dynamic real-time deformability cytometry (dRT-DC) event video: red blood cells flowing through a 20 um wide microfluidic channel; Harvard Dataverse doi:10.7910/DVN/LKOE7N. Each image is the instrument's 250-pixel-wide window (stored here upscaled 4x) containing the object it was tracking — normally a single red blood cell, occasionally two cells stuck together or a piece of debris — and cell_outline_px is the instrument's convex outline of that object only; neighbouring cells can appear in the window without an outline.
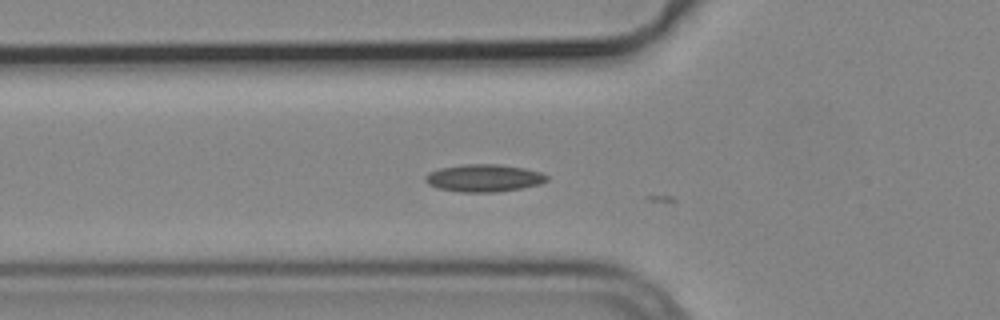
{"species": "common noctule bat (a hibernating species)", "species_latin": "Nyctalus noctula", "temperature_condition": "cold", "stored_images_in_passage": 20, "camera_frame_rate_fps": 3000, "um_per_image_px": 0.085, "animal": {"sex": "male", "body_mass_g": 19.2, "forearm_length_mm": 51.8}, "frame": {"image": 1, "passage_image": 19, "time_ms": 6.0, "image_size_px": [1000, 320], "cell_outline_px": [[548, 180], [540, 184], [520, 188], [496, 192], [460, 192], [436, 188], [428, 184], [424, 180], [424, 176], [428, 172], [440, 168], [464, 164], [496, 164], [524, 168], [540, 172], [548, 176]], "centroid_in_image_um": [41.09, 15.13], "position_along_channel_um": 84.7, "area_um2": 19.48}}